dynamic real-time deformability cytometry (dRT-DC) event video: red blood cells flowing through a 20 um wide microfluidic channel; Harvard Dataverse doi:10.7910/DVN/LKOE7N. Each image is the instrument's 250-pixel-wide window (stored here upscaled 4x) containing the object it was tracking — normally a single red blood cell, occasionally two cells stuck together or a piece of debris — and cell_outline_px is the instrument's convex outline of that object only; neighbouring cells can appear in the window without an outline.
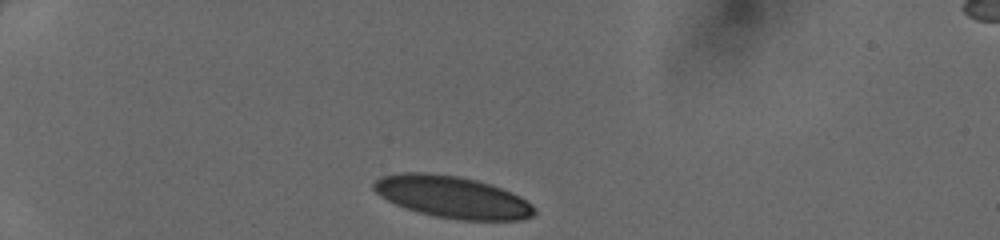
{"species": "human", "species_latin": "Homo sapiens", "temperature_condition": "cold", "stored_images_in_passage": 31, "camera_frame_rate_fps": 3000, "um_per_image_px": 0.085, "donor": {"sex": "female"}, "frame": {"image": 1, "passage_image": 1, "time_ms": 0.0, "image_size_px": [1000, 240], "cell_outline_px": [[536, 212], [532, 216], [520, 220], [460, 220], [436, 216], [416, 212], [396, 204], [380, 196], [372, 188], [372, 184], [380, 176], [400, 172], [424, 172], [460, 176], [476, 180], [512, 192], [520, 196], [532, 204], [536, 208]], "centroid_in_image_um": [38.43, 16.74], "position_along_channel_um": 46.6, "area_um2": 39.36}}
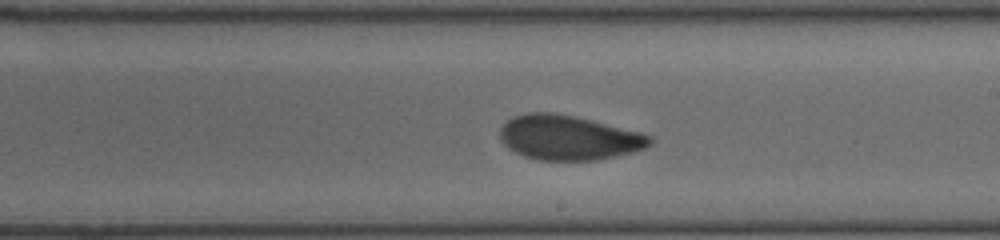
{"frame": {"image": 2, "passage_image": 18, "time_ms": 5.667, "image_size_px": [1000, 240], "cell_outline_px": [[652, 144], [644, 148], [632, 152], [600, 160], [540, 160], [524, 156], [508, 148], [500, 140], [500, 128], [512, 116], [528, 112], [552, 112], [572, 116], [640, 132], [652, 136]], "centroid_in_image_um": [48.31, 11.7], "position_along_channel_um": 240.7, "area_um2": 38.84}}
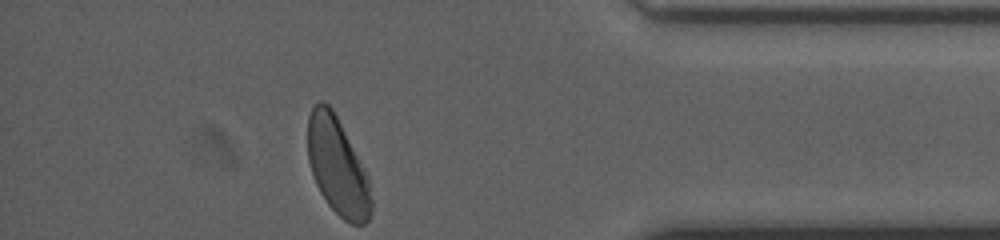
{"frame": {"image": 3, "passage_image": 31, "time_ms": 10.0, "image_size_px": [1000, 240], "cell_outline_px": [[372, 212], [368, 220], [364, 224], [352, 224], [344, 220], [328, 204], [320, 192], [316, 184], [308, 160], [308, 116], [312, 108], [320, 100], [328, 104], [332, 108], [368, 176], [372, 200]], "centroid_in_image_um": [28.69, 14.17], "position_along_channel_um": 406.5, "area_um2": 35.66}}